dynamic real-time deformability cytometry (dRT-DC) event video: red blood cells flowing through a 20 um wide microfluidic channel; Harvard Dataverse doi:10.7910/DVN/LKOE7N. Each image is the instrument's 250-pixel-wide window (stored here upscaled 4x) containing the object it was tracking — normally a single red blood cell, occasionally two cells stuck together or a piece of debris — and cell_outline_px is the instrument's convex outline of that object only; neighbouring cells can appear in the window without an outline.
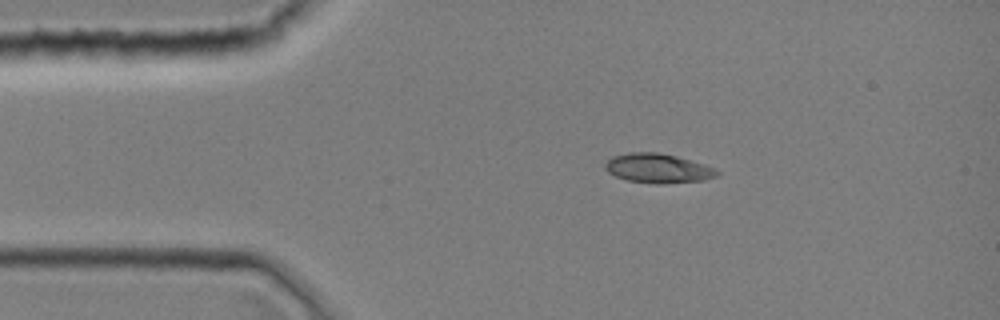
{"species": "common noctule bat (a hibernating species)", "species_latin": "Nyctalus noctula", "temperature_condition": "room temperature", "stored_images_in_passage": 1, "camera_frame_rate_fps": 3000, "um_per_image_px": 0.085, "animal": {"sex": "female", "body_mass_g": 19.0, "forearm_length_mm": 51.5}, "frame": {"image": 1, "passage_image": 1, "time_ms": 0.0, "image_size_px": [1000, 320], "cell_outline_px": [[720, 172], [716, 176], [704, 180], [660, 184], [656, 184], [628, 180], [616, 176], [608, 172], [604, 168], [604, 164], [612, 156], [628, 152], [656, 152], [676, 156], [704, 164]], "centroid_in_image_um": [55.89, 14.3], "position_along_channel_um": 29.1, "area_um2": 19.02}}